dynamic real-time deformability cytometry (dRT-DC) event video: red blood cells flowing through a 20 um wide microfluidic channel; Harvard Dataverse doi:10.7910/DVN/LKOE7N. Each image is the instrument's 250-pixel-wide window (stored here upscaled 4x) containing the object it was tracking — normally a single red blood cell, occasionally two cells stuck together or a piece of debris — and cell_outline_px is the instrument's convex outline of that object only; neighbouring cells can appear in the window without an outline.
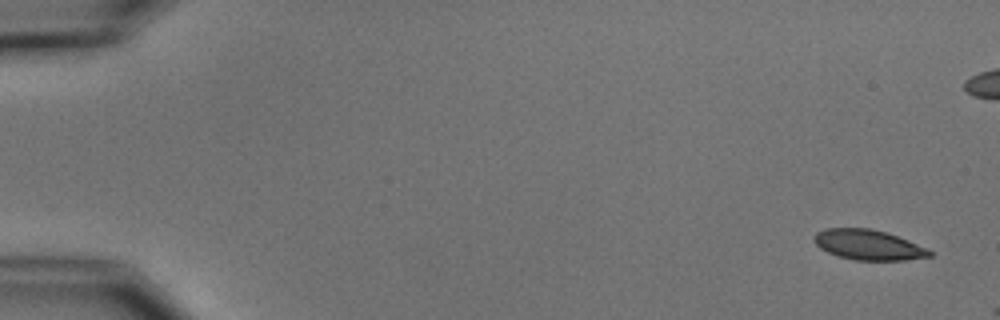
{"species": "common noctule bat (a hibernating species)", "species_latin": "Nyctalus noctula", "temperature_condition": "cold", "stored_images_in_passage": 2, "camera_frame_rate_fps": 3000, "um_per_image_px": 0.085, "animal": {"sex": "male", "body_mass_g": 15.6}, "frame": {"image": 1, "passage_image": 1, "time_ms": 0.0, "image_size_px": [1000, 320], "cell_outline_px": [[932, 256], [904, 260], [856, 260], [840, 256], [828, 252], [820, 248], [812, 240], [812, 236], [816, 232], [824, 228], [872, 228], [908, 240], [928, 248], [932, 252]], "centroid_in_image_um": [73.78, 20.8], "position_along_channel_um": 11.2, "area_um2": 20.29}}